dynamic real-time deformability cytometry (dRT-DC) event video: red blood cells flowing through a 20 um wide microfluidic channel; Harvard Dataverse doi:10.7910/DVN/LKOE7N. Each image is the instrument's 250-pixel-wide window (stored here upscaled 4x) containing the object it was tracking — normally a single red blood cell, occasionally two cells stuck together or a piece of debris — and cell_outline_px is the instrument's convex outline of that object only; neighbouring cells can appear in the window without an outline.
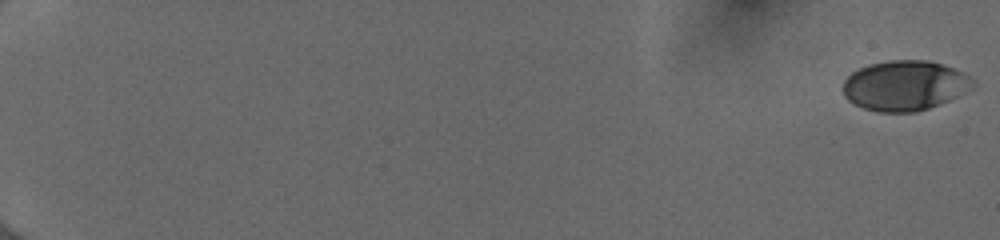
{"species": "human", "species_latin": "Homo sapiens", "temperature_condition": "cold", "stored_images_in_passage": 55, "camera_frame_rate_fps": 3000, "um_per_image_px": 0.085, "donor": {"sex": "female"}, "frame": {"image": 1, "passage_image": 1, "time_ms": 0.0, "image_size_px": [1000, 240], "cell_outline_px": [[976, 84], [972, 88], [948, 100], [928, 108], [916, 112], [876, 112], [864, 108], [848, 100], [844, 96], [844, 80], [852, 72], [868, 64], [888, 60], [928, 60], [964, 72]], "centroid_in_image_um": [76.89, 7.27], "position_along_channel_um": 8.1, "area_um2": 37.63}}
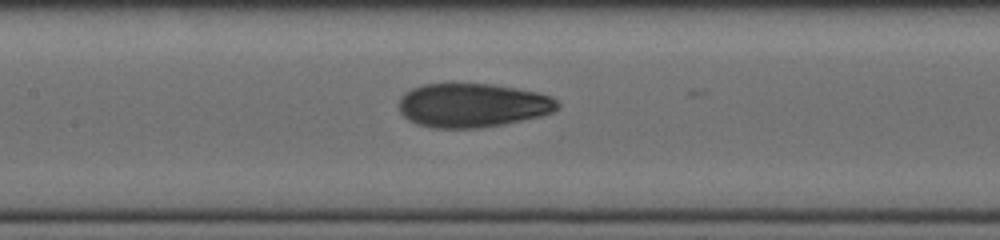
{"frame": {"image": 2, "passage_image": 30, "time_ms": 9.667, "image_size_px": [1000, 240], "cell_outline_px": [[560, 108], [552, 112], [540, 116], [504, 124], [480, 128], [432, 128], [416, 124], [408, 120], [400, 112], [400, 96], [404, 92], [412, 88], [424, 84], [492, 84], [536, 92], [548, 96], [556, 100], [560, 104]], "centroid_in_image_um": [40.14, 8.96], "position_along_channel_um": 167.3, "area_um2": 40.63}}
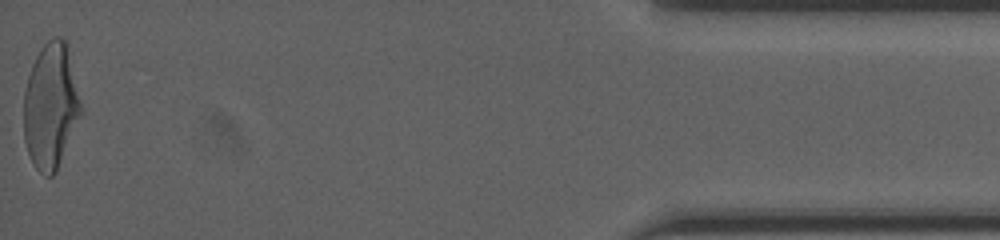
{"frame": {"image": 3, "passage_image": 55, "time_ms": 18.0, "image_size_px": [1000, 240], "cell_outline_px": [[80, 116], [56, 172], [52, 176], [44, 176], [36, 168], [28, 152], [24, 140], [24, 92], [28, 76], [32, 64], [36, 56], [44, 44], [52, 36], [60, 36], [68, 40], [80, 104]], "centroid_in_image_um": [4.3, 8.96], "position_along_channel_um": 430.9, "area_um2": 41.67}, "authors_computed_cell_mechanics": {"area_um2": 39.7086, "velocity_mm_per_s": 4.0133, "shape_relaxation_time_tau1_ms": 4.1616, "shape_relaxation_time_tau2_ms": 1.0036, "deformation_change_tau1": 0.1615, "deformation_change_tau2": 0.0614}}